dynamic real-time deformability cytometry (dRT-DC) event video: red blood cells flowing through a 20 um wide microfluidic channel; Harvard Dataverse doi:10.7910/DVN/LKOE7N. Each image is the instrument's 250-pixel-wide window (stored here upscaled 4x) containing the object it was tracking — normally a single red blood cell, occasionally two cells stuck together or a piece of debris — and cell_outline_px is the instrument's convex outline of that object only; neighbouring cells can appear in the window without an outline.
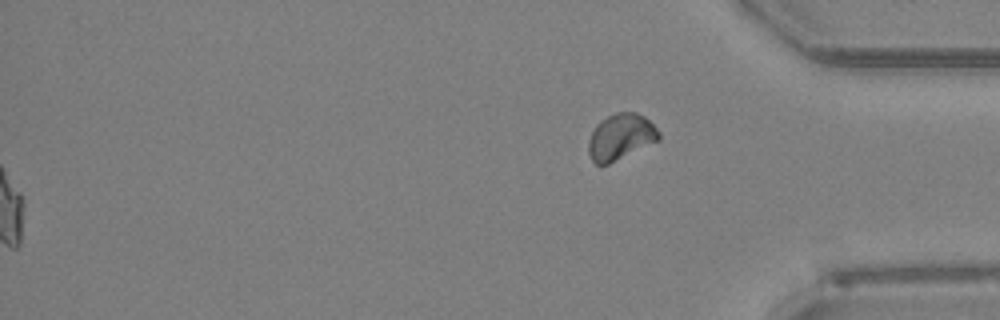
{"species": "Egyptian fruit bat (a non-hibernating species)", "species_latin": "Rousettus aegyptiacus", "temperature_condition": "room temperature", "stored_images_in_passage": 43, "segment_of_instrument_passage": [2, 2], "camera_frame_rate_fps": 3000, "um_per_image_px": 0.085, "animal": {"sex": "female"}, "frame": {"image": 1, "passage_image": 43, "time_ms": 14.0, "image_size_px": [1000, 320], "cell_outline_px": [[660, 140], [608, 164], [596, 164], [592, 160], [588, 152], [588, 140], [596, 124], [600, 120], [616, 112], [636, 112], [644, 116], [660, 132]], "centroid_in_image_um": [52.75, 11.62], "position_along_channel_um": 382.4, "area_um2": 18.84}}